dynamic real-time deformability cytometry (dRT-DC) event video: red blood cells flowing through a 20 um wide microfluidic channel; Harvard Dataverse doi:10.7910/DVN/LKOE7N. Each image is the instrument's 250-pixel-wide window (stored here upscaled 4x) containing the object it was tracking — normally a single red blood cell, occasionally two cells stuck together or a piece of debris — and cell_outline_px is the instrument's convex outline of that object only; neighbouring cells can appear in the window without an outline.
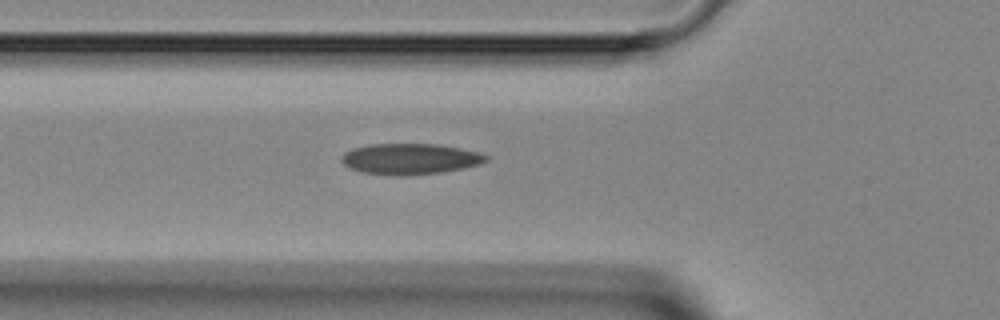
{"species": "Egyptian fruit bat (a non-hibernating species)", "species_latin": "Rousettus aegyptiacus", "temperature_condition": "room temperature", "stored_images_in_passage": 5, "camera_frame_rate_fps": 3000, "um_per_image_px": 0.085, "animal": {"sex": "female"}, "frame": {"image": 1, "passage_image": 5, "time_ms": 4.667, "image_size_px": [1000, 320], "cell_outline_px": [[488, 160], [480, 164], [464, 168], [440, 172], [400, 176], [396, 176], [364, 172], [348, 168], [340, 160], [340, 156], [344, 152], [352, 148], [368, 144], [436, 144], [460, 148], [480, 152], [488, 156]], "centroid_in_image_um": [34.83, 13.5], "position_along_channel_um": 91.0, "area_um2": 26.13}}